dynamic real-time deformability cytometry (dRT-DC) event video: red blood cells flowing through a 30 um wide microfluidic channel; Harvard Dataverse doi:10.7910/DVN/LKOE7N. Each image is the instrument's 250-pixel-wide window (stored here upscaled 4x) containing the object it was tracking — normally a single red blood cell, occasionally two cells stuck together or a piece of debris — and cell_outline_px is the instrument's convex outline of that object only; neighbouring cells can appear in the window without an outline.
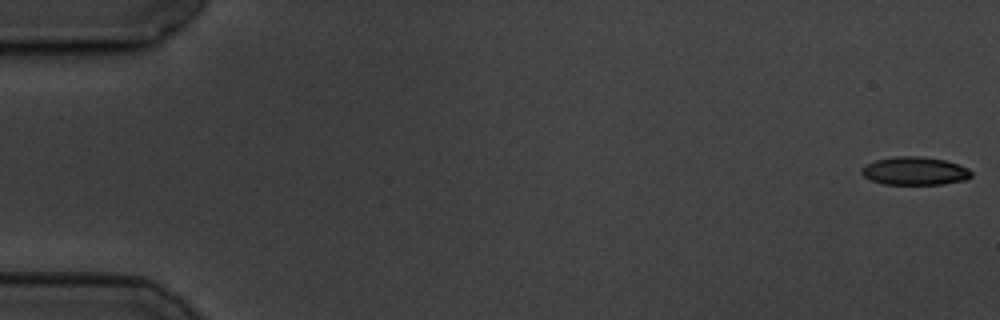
{"species": "common noctule bat (a hibernating species)", "species_latin": "Nyctalus noctula", "temperature_condition": "cold", "stored_images_in_passage": 58, "camera_frame_rate_fps": 3000, "um_per_image_px": 0.085, "animal": {"sex": "male", "body_mass_g": 19.5, "forearm_length_mm": 54.6}, "frame": {"image": 1, "passage_image": 1, "time_ms": 0.0, "image_size_px": [1000, 320], "cell_outline_px": [[972, 176], [968, 180], [944, 184], [884, 184], [872, 180], [864, 176], [860, 172], [860, 168], [876, 160], [896, 156], [924, 156], [944, 160], [968, 168], [972, 172]], "centroid_in_image_um": [77.78, 14.53], "position_along_channel_um": 7.2, "area_um2": 18.03}}
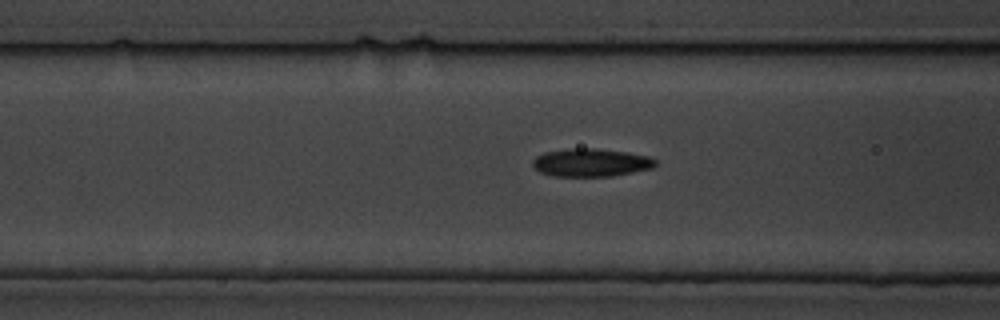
{"frame": {"image": 2, "passage_image": 23, "time_ms": 7.333, "image_size_px": [1000, 320], "cell_outline_px": [[656, 164], [652, 168], [612, 176], [552, 176], [540, 172], [532, 164], [532, 160], [536, 156], [544, 152], [572, 148], [596, 148], [628, 152], [648, 156], [656, 160]], "centroid_in_image_um": [50.22, 13.81], "position_along_channel_um": 116.4, "area_um2": 20.06}}
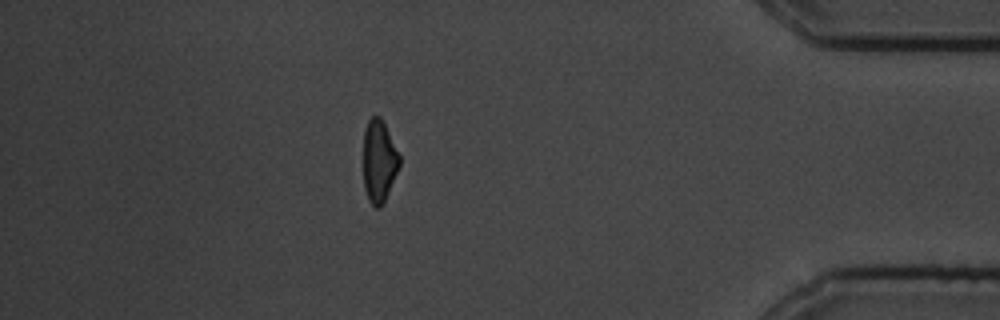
{"frame": {"image": 3, "passage_image": 51, "time_ms": 16.667, "image_size_px": [1000, 320], "cell_outline_px": [[400, 164], [384, 200], [380, 208], [376, 208], [368, 200], [364, 188], [364, 128], [368, 120], [372, 116], [380, 116], [400, 156]], "centroid_in_image_um": [32.2, 13.69], "position_along_channel_um": 403.0, "area_um2": 16.99}, "authors_computed_cell_mechanics": {"area_um2": 18.9006, "velocity_mm_per_s": 3.5011, "shape_relaxation_time_tau1_ms": 3.2363, "shape_relaxation_time_tau2_ms": 3.8608, "deformation_change_tau1": 0.1308, "deformation_change_tau2": 0.1232}}